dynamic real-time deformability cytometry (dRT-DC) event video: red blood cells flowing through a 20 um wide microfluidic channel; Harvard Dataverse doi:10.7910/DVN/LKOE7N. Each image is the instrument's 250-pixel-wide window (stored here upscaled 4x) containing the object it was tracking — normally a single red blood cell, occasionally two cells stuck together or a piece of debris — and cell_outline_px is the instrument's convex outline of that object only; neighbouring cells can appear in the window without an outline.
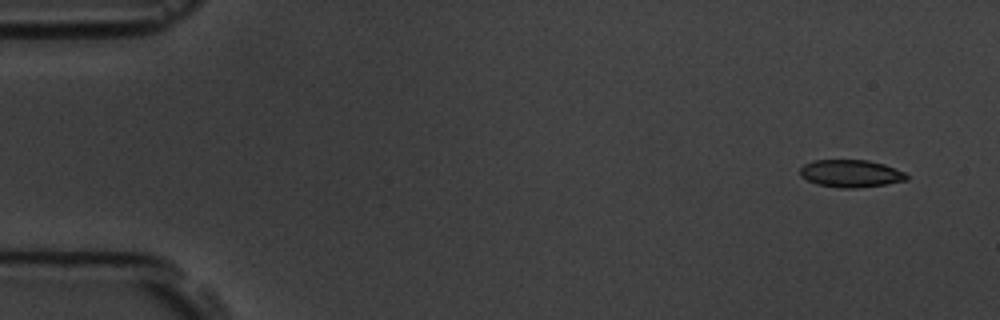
{"species": "common noctule bat (a hibernating species)", "species_latin": "Nyctalus noctula", "temperature_condition": "room temperature", "stored_images_in_passage": 4, "camera_frame_rate_fps": 3000, "um_per_image_px": 0.085, "animal": {"sex": "male", "body_mass_g": 19.5, "forearm_length_mm": 54.6}, "frame": {"image": 1, "passage_image": 1, "time_ms": 0.0, "image_size_px": [1000, 320], "cell_outline_px": [[908, 180], [884, 184], [856, 188], [840, 188], [816, 184], [800, 176], [800, 168], [804, 164], [812, 160], [868, 160], [884, 164], [904, 172], [908, 176]], "centroid_in_image_um": [72.29, 14.74], "position_along_channel_um": 12.7, "area_um2": 17.05}}
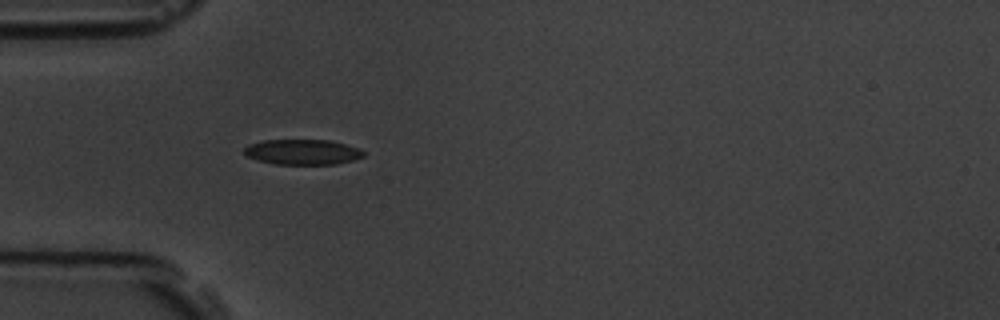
{"frame": {"image": 2, "passage_image": 4, "time_ms": 4.333, "image_size_px": [1000, 320], "cell_outline_px": [[364, 156], [352, 160], [336, 164], [272, 164], [248, 156], [244, 152], [244, 148], [248, 144], [264, 140], [328, 140], [360, 148], [364, 152]], "centroid_in_image_um": [25.72, 12.92], "position_along_channel_um": 59.3, "area_um2": 17.46}}